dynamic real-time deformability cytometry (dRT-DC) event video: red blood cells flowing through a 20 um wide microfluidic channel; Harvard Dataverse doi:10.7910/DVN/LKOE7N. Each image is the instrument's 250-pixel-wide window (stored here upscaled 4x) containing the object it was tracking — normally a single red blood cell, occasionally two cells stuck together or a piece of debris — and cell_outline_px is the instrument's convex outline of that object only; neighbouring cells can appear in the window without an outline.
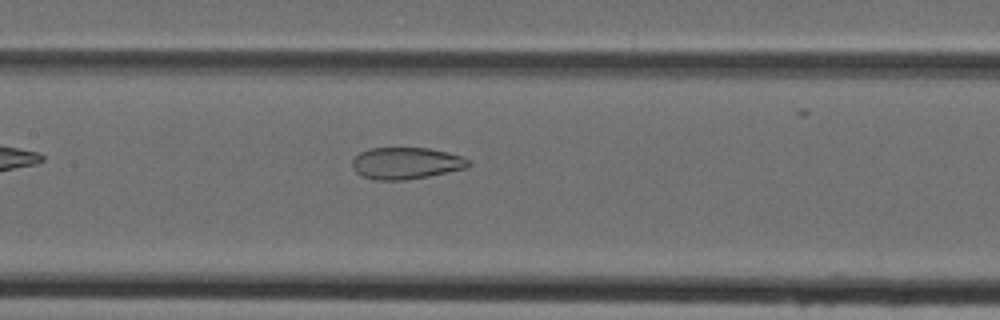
{"species": "Egyptian fruit bat (a non-hibernating species)", "species_latin": "Rousettus aegyptiacus", "temperature_condition": "cold", "stored_images_in_passage": 8, "camera_frame_rate_fps": 3000, "um_per_image_px": 0.085, "animal": {"sex": "female"}, "frame": {"image": 1, "passage_image": 7, "time_ms": 2.0, "image_size_px": [1000, 320], "cell_outline_px": [[472, 164], [468, 168], [428, 176], [404, 180], [372, 180], [360, 176], [352, 168], [352, 160], [360, 152], [372, 148], [428, 148], [448, 152], [460, 156], [468, 160]], "centroid_in_image_um": [34.5, 13.88], "position_along_channel_um": 172.9, "area_um2": 21.62}}